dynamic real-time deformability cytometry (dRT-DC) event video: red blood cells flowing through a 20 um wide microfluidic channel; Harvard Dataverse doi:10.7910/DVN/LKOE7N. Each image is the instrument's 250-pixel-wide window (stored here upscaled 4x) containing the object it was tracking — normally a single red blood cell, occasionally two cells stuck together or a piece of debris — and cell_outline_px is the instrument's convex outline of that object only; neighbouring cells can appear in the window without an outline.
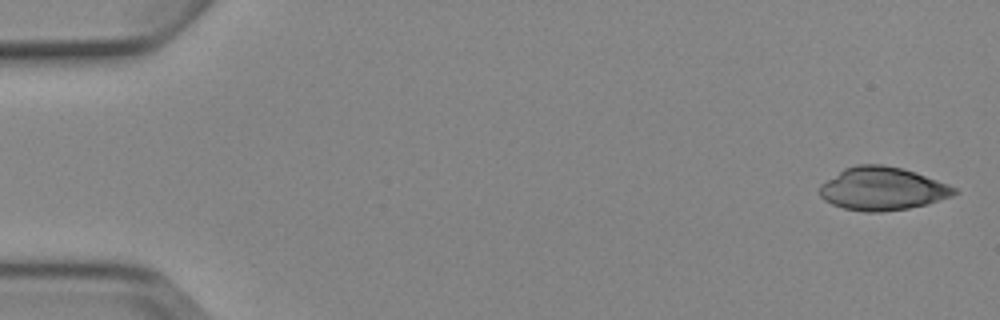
{"species": "Egyptian fruit bat (a non-hibernating species)", "species_latin": "Rousettus aegyptiacus", "temperature_condition": "cold", "stored_images_in_passage": 4, "camera_frame_rate_fps": 3000, "um_per_image_px": 0.085, "animal": {"sex": "female"}, "frame": {"image": 1, "passage_image": 1, "time_ms": 0.0, "image_size_px": [1000, 320], "cell_outline_px": [[960, 192], [952, 196], [928, 204], [908, 208], [880, 212], [864, 212], [844, 208], [832, 204], [824, 200], [820, 196], [820, 184], [844, 168], [856, 164], [884, 164], [900, 168], [948, 184], [956, 188]], "centroid_in_image_um": [74.99, 16.04], "position_along_channel_um": 10.0, "area_um2": 33.7}}
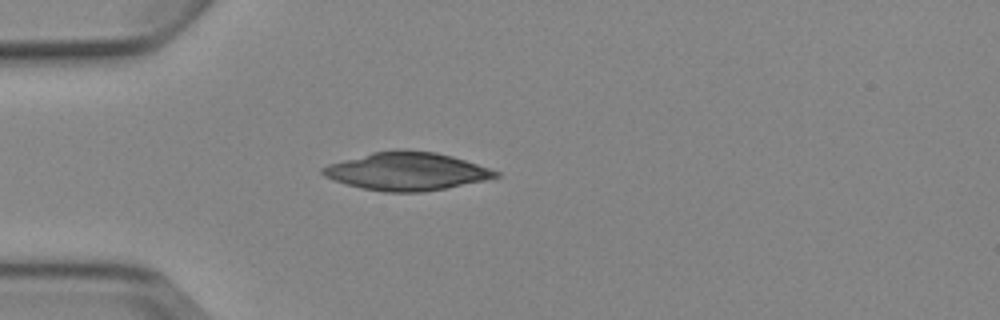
{"frame": {"image": 2, "passage_image": 4, "time_ms": 4.333, "image_size_px": [1000, 320], "cell_outline_px": [[500, 176], [484, 180], [424, 192], [384, 192], [364, 188], [332, 180], [324, 176], [320, 172], [320, 168], [328, 164], [372, 152], [396, 148], [436, 152], [452, 156], [500, 172]], "centroid_in_image_um": [34.53, 14.55], "position_along_channel_um": 50.5, "area_um2": 38.15}}